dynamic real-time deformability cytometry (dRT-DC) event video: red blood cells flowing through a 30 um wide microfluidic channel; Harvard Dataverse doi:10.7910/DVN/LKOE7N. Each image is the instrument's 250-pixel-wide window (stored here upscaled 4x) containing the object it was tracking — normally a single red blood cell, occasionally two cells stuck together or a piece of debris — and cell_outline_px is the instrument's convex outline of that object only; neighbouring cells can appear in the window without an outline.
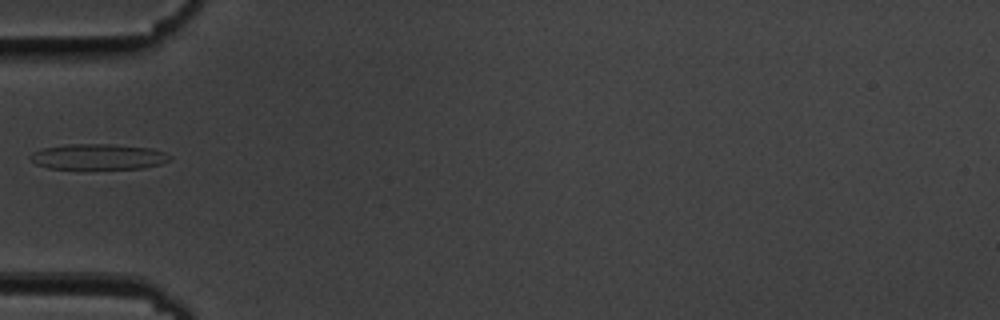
{"species": "common noctule bat (a hibernating species)", "species_latin": "Nyctalus noctula", "temperature_condition": "cold", "stored_images_in_passage": 23, "camera_frame_rate_fps": 3000, "um_per_image_px": 0.085, "animal": {"sex": "male", "body_mass_g": 19.5, "forearm_length_mm": 54.6}, "frame": {"image": 1, "passage_image": 1, "time_ms": 0.0, "image_size_px": [1000, 320], "cell_outline_px": [[172, 160], [160, 164], [144, 168], [48, 168], [36, 164], [28, 156], [32, 152], [40, 148], [68, 144], [112, 144], [152, 148], [164, 152], [172, 156]], "centroid_in_image_um": [8.36, 13.31], "position_along_channel_um": 76.6, "area_um2": 20.87}}
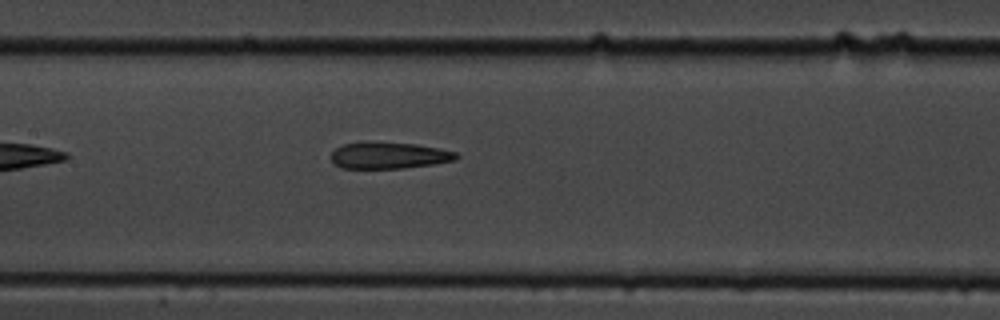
{"frame": {"image": 2, "passage_image": 9, "time_ms": 2.667, "image_size_px": [1000, 320], "cell_outline_px": [[460, 156], [456, 160], [432, 164], [404, 168], [340, 168], [332, 164], [332, 152], [336, 148], [344, 144], [416, 144], [440, 148], [456, 152]], "centroid_in_image_um": [33.1, 13.25], "position_along_channel_um": 174.3, "area_um2": 18.73}}
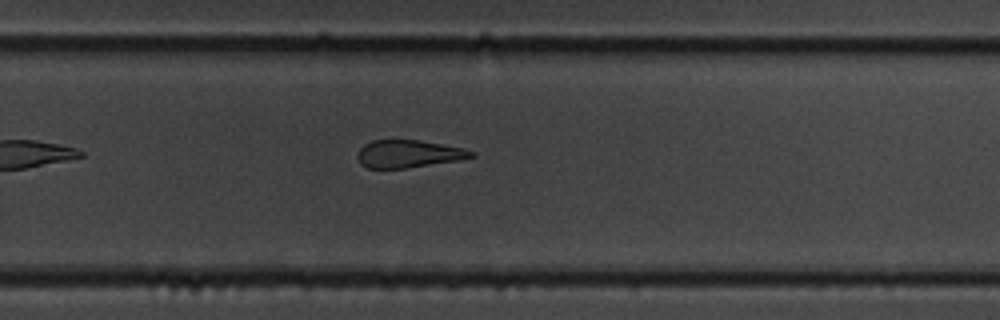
{"frame": {"image": 3, "passage_image": 19, "time_ms": 6.0, "image_size_px": [1000, 320], "cell_outline_px": [[476, 156], [460, 160], [408, 168], [368, 168], [360, 164], [356, 156], [360, 148], [364, 144], [372, 140], [420, 140], [464, 148], [476, 152]], "centroid_in_image_um": [34.74, 13.08], "position_along_channel_um": 295.1, "area_um2": 18.5}}